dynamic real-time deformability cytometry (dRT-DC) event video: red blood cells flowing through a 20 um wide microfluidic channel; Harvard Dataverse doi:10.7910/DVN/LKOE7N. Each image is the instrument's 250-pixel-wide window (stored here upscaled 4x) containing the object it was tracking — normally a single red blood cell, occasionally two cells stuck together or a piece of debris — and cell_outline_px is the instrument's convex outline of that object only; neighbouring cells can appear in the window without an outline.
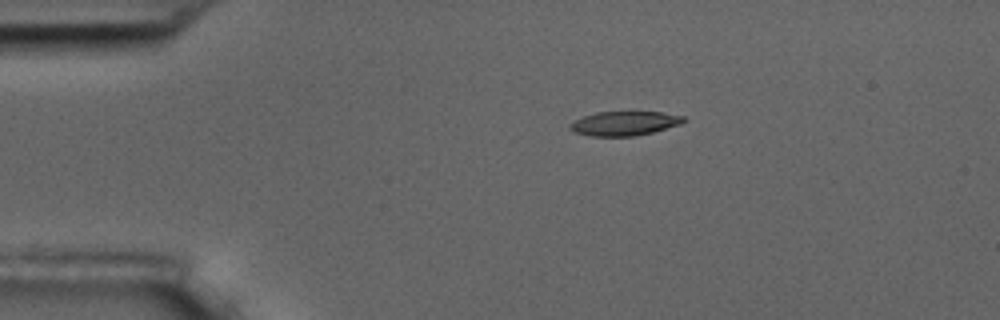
{"species": "common noctule bat (a hibernating species)", "species_latin": "Nyctalus noctula", "temperature_condition": "room temperature", "stored_images_in_passage": 47, "camera_frame_rate_fps": 3000, "um_per_image_px": 0.085, "animal": {"sex": "male", "body_mass_g": 17.5, "forearm_length_mm": 52.3}, "frame": {"image": 1, "passage_image": 1, "time_ms": 0.0, "image_size_px": [1000, 320], "cell_outline_px": [[688, 120], [680, 124], [652, 132], [636, 136], [592, 136], [572, 132], [568, 128], [568, 124], [584, 116], [596, 112], [664, 112], [684, 116]], "centroid_in_image_um": [53.07, 10.49], "position_along_channel_um": 31.9, "area_um2": 16.13}}
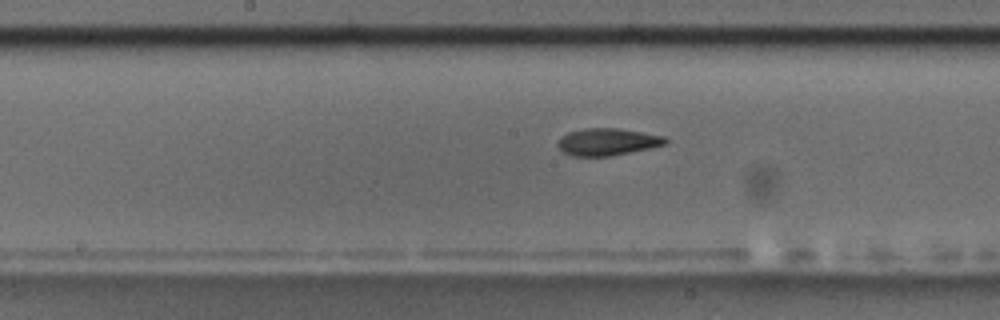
{"frame": {"image": 2, "passage_image": 19, "time_ms": 6.0, "image_size_px": [1000, 320], "cell_outline_px": [[668, 140], [664, 144], [648, 148], [608, 156], [572, 156], [564, 152], [556, 144], [560, 136], [568, 132], [584, 128], [620, 128], [664, 136]], "centroid_in_image_um": [51.57, 12.04], "position_along_channel_um": 196.6, "area_um2": 16.88}}
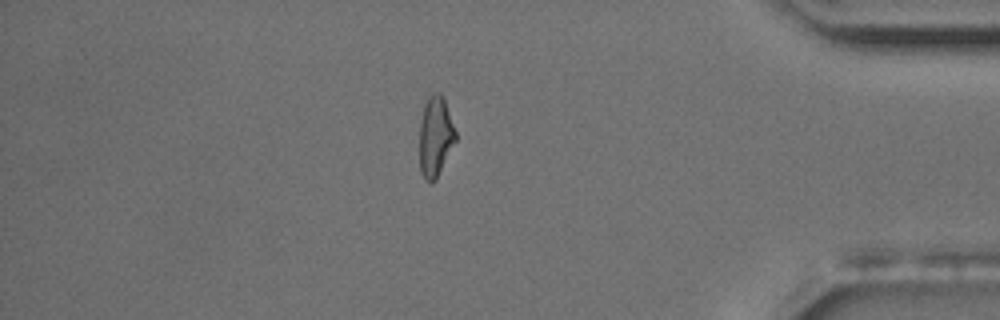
{"frame": {"image": 3, "passage_image": 39, "time_ms": 12.667, "image_size_px": [1000, 320], "cell_outline_px": [[456, 140], [436, 180], [432, 184], [428, 184], [424, 180], [420, 172], [420, 120], [424, 104], [428, 96], [432, 92], [440, 92], [444, 96], [456, 132]], "centroid_in_image_um": [37.0, 11.6], "position_along_channel_um": 398.2, "area_um2": 17.28}, "authors_computed_cell_mechanics": {"area_um2": 17.1088, "velocity_mm_per_s": 3.5354, "shape_relaxation_time_tau1_ms": 3.6276, "shape_relaxation_time_tau2_ms": 2.8658, "deformation_change_tau1": 0.1831, "deformation_change_tau2": 0.1093}}